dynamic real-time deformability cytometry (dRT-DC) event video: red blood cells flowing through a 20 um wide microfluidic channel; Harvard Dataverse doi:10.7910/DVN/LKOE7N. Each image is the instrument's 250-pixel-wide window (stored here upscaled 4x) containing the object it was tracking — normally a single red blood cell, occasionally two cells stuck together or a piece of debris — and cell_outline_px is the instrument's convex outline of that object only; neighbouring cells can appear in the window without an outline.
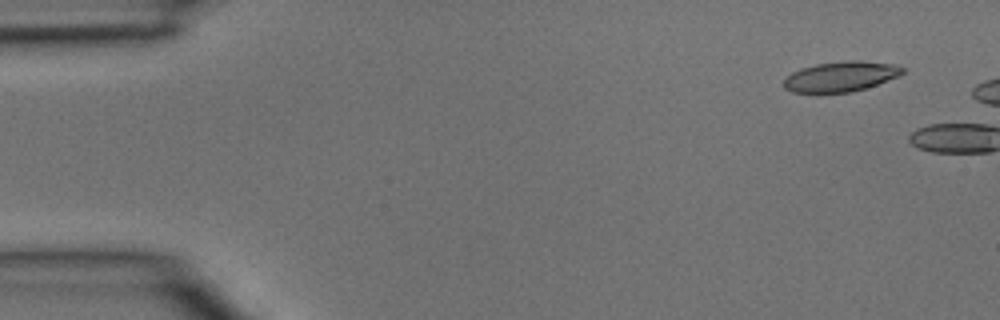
{"species": "common noctule bat (a hibernating species)", "species_latin": "Nyctalus noctula", "temperature_condition": "room temperature", "stored_images_in_passage": 2, "camera_frame_rate_fps": 3000, "um_per_image_px": 0.085, "animal": {"sex": "male", "body_mass_g": 15.6}, "frame": {"image": 1, "passage_image": 1, "time_ms": 0.0, "image_size_px": [1000, 320], "cell_outline_px": [[904, 72], [900, 76], [852, 92], [792, 92], [784, 88], [784, 80], [792, 72], [800, 68], [816, 64], [844, 60], [860, 60], [896, 64], [904, 68]], "centroid_in_image_um": [71.49, 6.48], "position_along_channel_um": 13.5, "area_um2": 20.87}}